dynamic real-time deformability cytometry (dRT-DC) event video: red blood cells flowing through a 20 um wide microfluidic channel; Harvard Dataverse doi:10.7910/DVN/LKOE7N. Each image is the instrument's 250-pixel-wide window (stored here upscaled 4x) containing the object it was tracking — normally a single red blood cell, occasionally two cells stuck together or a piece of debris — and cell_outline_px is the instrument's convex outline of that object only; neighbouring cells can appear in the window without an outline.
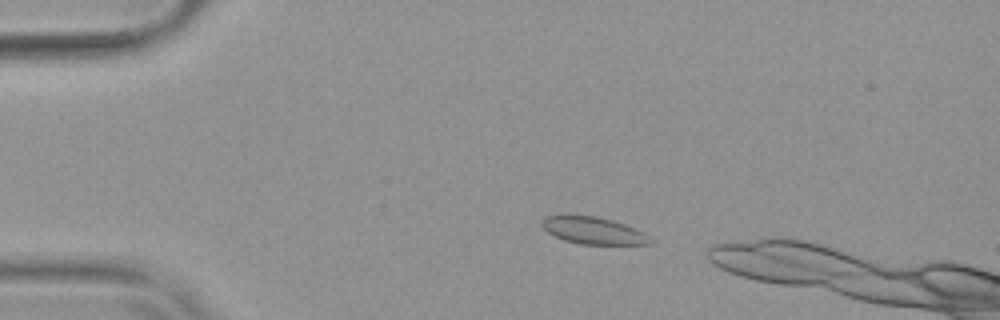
{"species": "common noctule bat (a hibernating species)", "species_latin": "Nyctalus noctula", "temperature_condition": "warm", "stored_images_in_passage": 14, "camera_frame_rate_fps": 3000, "um_per_image_px": 0.085, "animal": {"sex": "female", "body_mass_g": 19.9}, "frame": {"image": 1, "passage_image": 5, "time_ms": 1.333, "image_size_px": [1000, 320], "cell_outline_px": [[652, 244], [580, 244], [564, 240], [548, 232], [540, 224], [540, 220], [544, 216], [564, 212], [568, 212], [596, 216], [612, 220], [624, 224], [644, 232], [652, 240]], "centroid_in_image_um": [50.33, 19.54], "position_along_channel_um": 34.7, "area_um2": 17.69}}
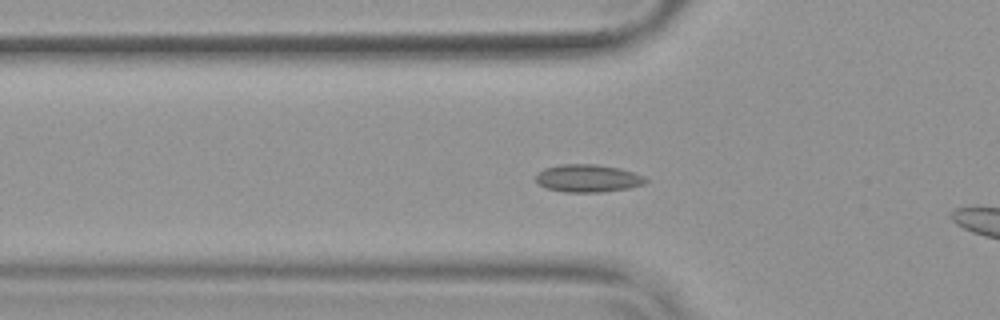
{"frame": {"image": 2, "passage_image": 12, "time_ms": 3.667, "image_size_px": [1000, 320], "cell_outline_px": [[648, 180], [644, 184], [628, 188], [604, 192], [564, 192], [544, 188], [536, 180], [536, 172], [544, 168], [560, 164], [596, 164], [620, 168], [644, 176]], "centroid_in_image_um": [49.94, 15.15], "position_along_channel_um": 75.9, "area_um2": 17.86}}